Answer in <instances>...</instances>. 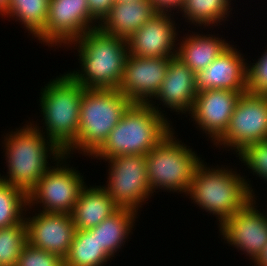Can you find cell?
<instances>
[{
  "instance_id": "obj_30",
  "label": "cell",
  "mask_w": 267,
  "mask_h": 266,
  "mask_svg": "<svg viewBox=\"0 0 267 266\" xmlns=\"http://www.w3.org/2000/svg\"><path fill=\"white\" fill-rule=\"evenodd\" d=\"M247 65L248 92L267 95V50L256 63Z\"/></svg>"
},
{
  "instance_id": "obj_12",
  "label": "cell",
  "mask_w": 267,
  "mask_h": 266,
  "mask_svg": "<svg viewBox=\"0 0 267 266\" xmlns=\"http://www.w3.org/2000/svg\"><path fill=\"white\" fill-rule=\"evenodd\" d=\"M255 205L253 198L219 224L223 239L247 253L252 261L258 258L267 244V215L259 212Z\"/></svg>"
},
{
  "instance_id": "obj_3",
  "label": "cell",
  "mask_w": 267,
  "mask_h": 266,
  "mask_svg": "<svg viewBox=\"0 0 267 266\" xmlns=\"http://www.w3.org/2000/svg\"><path fill=\"white\" fill-rule=\"evenodd\" d=\"M22 128L8 133L4 139L8 175H0V179L28 194L51 168L47 166L49 154L57 161L64 153L53 142L46 140L37 124L31 123Z\"/></svg>"
},
{
  "instance_id": "obj_28",
  "label": "cell",
  "mask_w": 267,
  "mask_h": 266,
  "mask_svg": "<svg viewBox=\"0 0 267 266\" xmlns=\"http://www.w3.org/2000/svg\"><path fill=\"white\" fill-rule=\"evenodd\" d=\"M237 154L248 169L267 181V140L249 144Z\"/></svg>"
},
{
  "instance_id": "obj_33",
  "label": "cell",
  "mask_w": 267,
  "mask_h": 266,
  "mask_svg": "<svg viewBox=\"0 0 267 266\" xmlns=\"http://www.w3.org/2000/svg\"><path fill=\"white\" fill-rule=\"evenodd\" d=\"M254 263L256 264V266H267V244L263 248L262 253L254 261Z\"/></svg>"
},
{
  "instance_id": "obj_35",
  "label": "cell",
  "mask_w": 267,
  "mask_h": 266,
  "mask_svg": "<svg viewBox=\"0 0 267 266\" xmlns=\"http://www.w3.org/2000/svg\"><path fill=\"white\" fill-rule=\"evenodd\" d=\"M115 2H128V3H131V2H135V1H141V0H114Z\"/></svg>"
},
{
  "instance_id": "obj_25",
  "label": "cell",
  "mask_w": 267,
  "mask_h": 266,
  "mask_svg": "<svg viewBox=\"0 0 267 266\" xmlns=\"http://www.w3.org/2000/svg\"><path fill=\"white\" fill-rule=\"evenodd\" d=\"M230 2L231 0H184L180 11L188 22L206 27L220 23L228 17Z\"/></svg>"
},
{
  "instance_id": "obj_9",
  "label": "cell",
  "mask_w": 267,
  "mask_h": 266,
  "mask_svg": "<svg viewBox=\"0 0 267 266\" xmlns=\"http://www.w3.org/2000/svg\"><path fill=\"white\" fill-rule=\"evenodd\" d=\"M106 161L110 165L109 178L107 186L102 187L120 208L138 212V208L143 205L142 202L152 196L145 156H118L107 158Z\"/></svg>"
},
{
  "instance_id": "obj_29",
  "label": "cell",
  "mask_w": 267,
  "mask_h": 266,
  "mask_svg": "<svg viewBox=\"0 0 267 266\" xmlns=\"http://www.w3.org/2000/svg\"><path fill=\"white\" fill-rule=\"evenodd\" d=\"M16 266H65V262L61 256L27 243L19 255Z\"/></svg>"
},
{
  "instance_id": "obj_2",
  "label": "cell",
  "mask_w": 267,
  "mask_h": 266,
  "mask_svg": "<svg viewBox=\"0 0 267 266\" xmlns=\"http://www.w3.org/2000/svg\"><path fill=\"white\" fill-rule=\"evenodd\" d=\"M153 105L152 102L133 103L93 157L106 160L127 155L145 156L156 147L174 129L162 111Z\"/></svg>"
},
{
  "instance_id": "obj_16",
  "label": "cell",
  "mask_w": 267,
  "mask_h": 266,
  "mask_svg": "<svg viewBox=\"0 0 267 266\" xmlns=\"http://www.w3.org/2000/svg\"><path fill=\"white\" fill-rule=\"evenodd\" d=\"M171 15L157 12L140 29L136 30L127 39L129 55L142 58L176 56L175 40L178 34Z\"/></svg>"
},
{
  "instance_id": "obj_24",
  "label": "cell",
  "mask_w": 267,
  "mask_h": 266,
  "mask_svg": "<svg viewBox=\"0 0 267 266\" xmlns=\"http://www.w3.org/2000/svg\"><path fill=\"white\" fill-rule=\"evenodd\" d=\"M49 0H9L7 10L2 14L14 17L38 40L44 42V27L47 23Z\"/></svg>"
},
{
  "instance_id": "obj_21",
  "label": "cell",
  "mask_w": 267,
  "mask_h": 266,
  "mask_svg": "<svg viewBox=\"0 0 267 266\" xmlns=\"http://www.w3.org/2000/svg\"><path fill=\"white\" fill-rule=\"evenodd\" d=\"M208 36V37H207ZM177 47V57L183 61L195 74L207 68L230 43H226L222 38L212 35H189L183 38Z\"/></svg>"
},
{
  "instance_id": "obj_17",
  "label": "cell",
  "mask_w": 267,
  "mask_h": 266,
  "mask_svg": "<svg viewBox=\"0 0 267 266\" xmlns=\"http://www.w3.org/2000/svg\"><path fill=\"white\" fill-rule=\"evenodd\" d=\"M230 45L207 68L195 74L197 92L210 89L247 90V64Z\"/></svg>"
},
{
  "instance_id": "obj_20",
  "label": "cell",
  "mask_w": 267,
  "mask_h": 266,
  "mask_svg": "<svg viewBox=\"0 0 267 266\" xmlns=\"http://www.w3.org/2000/svg\"><path fill=\"white\" fill-rule=\"evenodd\" d=\"M119 209L102 186H85L70 215L76 230H87L96 227Z\"/></svg>"
},
{
  "instance_id": "obj_11",
  "label": "cell",
  "mask_w": 267,
  "mask_h": 266,
  "mask_svg": "<svg viewBox=\"0 0 267 266\" xmlns=\"http://www.w3.org/2000/svg\"><path fill=\"white\" fill-rule=\"evenodd\" d=\"M91 23L96 24V20L90 15L87 0H49L44 43L53 47L70 46L83 34L98 28Z\"/></svg>"
},
{
  "instance_id": "obj_23",
  "label": "cell",
  "mask_w": 267,
  "mask_h": 266,
  "mask_svg": "<svg viewBox=\"0 0 267 266\" xmlns=\"http://www.w3.org/2000/svg\"><path fill=\"white\" fill-rule=\"evenodd\" d=\"M110 258L101 249L97 234L90 228L76 230L64 262L65 266H103Z\"/></svg>"
},
{
  "instance_id": "obj_27",
  "label": "cell",
  "mask_w": 267,
  "mask_h": 266,
  "mask_svg": "<svg viewBox=\"0 0 267 266\" xmlns=\"http://www.w3.org/2000/svg\"><path fill=\"white\" fill-rule=\"evenodd\" d=\"M27 243L26 223L0 229L1 266H16L19 255Z\"/></svg>"
},
{
  "instance_id": "obj_8",
  "label": "cell",
  "mask_w": 267,
  "mask_h": 266,
  "mask_svg": "<svg viewBox=\"0 0 267 266\" xmlns=\"http://www.w3.org/2000/svg\"><path fill=\"white\" fill-rule=\"evenodd\" d=\"M68 156L64 154L59 158L56 167L52 166L53 168L51 167L27 194L30 208L35 203H41L43 212L71 213L86 184L79 171L66 165L61 166Z\"/></svg>"
},
{
  "instance_id": "obj_13",
  "label": "cell",
  "mask_w": 267,
  "mask_h": 266,
  "mask_svg": "<svg viewBox=\"0 0 267 266\" xmlns=\"http://www.w3.org/2000/svg\"><path fill=\"white\" fill-rule=\"evenodd\" d=\"M170 58L128 55L118 90L133 103L148 104L166 77Z\"/></svg>"
},
{
  "instance_id": "obj_5",
  "label": "cell",
  "mask_w": 267,
  "mask_h": 266,
  "mask_svg": "<svg viewBox=\"0 0 267 266\" xmlns=\"http://www.w3.org/2000/svg\"><path fill=\"white\" fill-rule=\"evenodd\" d=\"M132 104L118 89H83L78 136L65 154L77 149L93 156Z\"/></svg>"
},
{
  "instance_id": "obj_18",
  "label": "cell",
  "mask_w": 267,
  "mask_h": 266,
  "mask_svg": "<svg viewBox=\"0 0 267 266\" xmlns=\"http://www.w3.org/2000/svg\"><path fill=\"white\" fill-rule=\"evenodd\" d=\"M197 93L195 73L177 56L170 58L166 77L154 98L175 112L190 114Z\"/></svg>"
},
{
  "instance_id": "obj_15",
  "label": "cell",
  "mask_w": 267,
  "mask_h": 266,
  "mask_svg": "<svg viewBox=\"0 0 267 266\" xmlns=\"http://www.w3.org/2000/svg\"><path fill=\"white\" fill-rule=\"evenodd\" d=\"M245 92L226 89L199 91L190 112L191 118L216 142L226 131L236 103Z\"/></svg>"
},
{
  "instance_id": "obj_14",
  "label": "cell",
  "mask_w": 267,
  "mask_h": 266,
  "mask_svg": "<svg viewBox=\"0 0 267 266\" xmlns=\"http://www.w3.org/2000/svg\"><path fill=\"white\" fill-rule=\"evenodd\" d=\"M39 212L36 216L25 217L28 243L33 247L65 258L76 232L71 215Z\"/></svg>"
},
{
  "instance_id": "obj_6",
  "label": "cell",
  "mask_w": 267,
  "mask_h": 266,
  "mask_svg": "<svg viewBox=\"0 0 267 266\" xmlns=\"http://www.w3.org/2000/svg\"><path fill=\"white\" fill-rule=\"evenodd\" d=\"M46 85L40 97L46 138L65 154L75 144L78 136L84 88L67 73Z\"/></svg>"
},
{
  "instance_id": "obj_32",
  "label": "cell",
  "mask_w": 267,
  "mask_h": 266,
  "mask_svg": "<svg viewBox=\"0 0 267 266\" xmlns=\"http://www.w3.org/2000/svg\"><path fill=\"white\" fill-rule=\"evenodd\" d=\"M150 1L156 12L169 13L171 12V10L175 8L176 9L178 8V10H180L184 0H150Z\"/></svg>"
},
{
  "instance_id": "obj_1",
  "label": "cell",
  "mask_w": 267,
  "mask_h": 266,
  "mask_svg": "<svg viewBox=\"0 0 267 266\" xmlns=\"http://www.w3.org/2000/svg\"><path fill=\"white\" fill-rule=\"evenodd\" d=\"M78 46L81 70L67 74L84 89H117L129 55L127 40L92 29L70 45Z\"/></svg>"
},
{
  "instance_id": "obj_19",
  "label": "cell",
  "mask_w": 267,
  "mask_h": 266,
  "mask_svg": "<svg viewBox=\"0 0 267 266\" xmlns=\"http://www.w3.org/2000/svg\"><path fill=\"white\" fill-rule=\"evenodd\" d=\"M156 13L150 0L115 2L98 28L106 34L127 40Z\"/></svg>"
},
{
  "instance_id": "obj_34",
  "label": "cell",
  "mask_w": 267,
  "mask_h": 266,
  "mask_svg": "<svg viewBox=\"0 0 267 266\" xmlns=\"http://www.w3.org/2000/svg\"><path fill=\"white\" fill-rule=\"evenodd\" d=\"M9 5V0H0V15H2Z\"/></svg>"
},
{
  "instance_id": "obj_26",
  "label": "cell",
  "mask_w": 267,
  "mask_h": 266,
  "mask_svg": "<svg viewBox=\"0 0 267 266\" xmlns=\"http://www.w3.org/2000/svg\"><path fill=\"white\" fill-rule=\"evenodd\" d=\"M27 206V194L0 179V229L25 223L23 211Z\"/></svg>"
},
{
  "instance_id": "obj_10",
  "label": "cell",
  "mask_w": 267,
  "mask_h": 266,
  "mask_svg": "<svg viewBox=\"0 0 267 266\" xmlns=\"http://www.w3.org/2000/svg\"><path fill=\"white\" fill-rule=\"evenodd\" d=\"M267 140V95L242 93L229 125L214 145L242 151L247 145Z\"/></svg>"
},
{
  "instance_id": "obj_7",
  "label": "cell",
  "mask_w": 267,
  "mask_h": 266,
  "mask_svg": "<svg viewBox=\"0 0 267 266\" xmlns=\"http://www.w3.org/2000/svg\"><path fill=\"white\" fill-rule=\"evenodd\" d=\"M171 131L145 155L151 193L156 188L187 194L201 158L189 147L176 140Z\"/></svg>"
},
{
  "instance_id": "obj_31",
  "label": "cell",
  "mask_w": 267,
  "mask_h": 266,
  "mask_svg": "<svg viewBox=\"0 0 267 266\" xmlns=\"http://www.w3.org/2000/svg\"><path fill=\"white\" fill-rule=\"evenodd\" d=\"M90 15L98 21L99 24L105 16L111 11L114 0H87Z\"/></svg>"
},
{
  "instance_id": "obj_22",
  "label": "cell",
  "mask_w": 267,
  "mask_h": 266,
  "mask_svg": "<svg viewBox=\"0 0 267 266\" xmlns=\"http://www.w3.org/2000/svg\"><path fill=\"white\" fill-rule=\"evenodd\" d=\"M136 214L137 212L132 209L120 208L99 225L91 228L97 234L101 249L110 257H114V253L124 245L134 226Z\"/></svg>"
},
{
  "instance_id": "obj_4",
  "label": "cell",
  "mask_w": 267,
  "mask_h": 266,
  "mask_svg": "<svg viewBox=\"0 0 267 266\" xmlns=\"http://www.w3.org/2000/svg\"><path fill=\"white\" fill-rule=\"evenodd\" d=\"M203 163L197 166L187 195L201 209L218 217L221 224L255 195L250 183L237 172L224 167L210 169Z\"/></svg>"
}]
</instances>
